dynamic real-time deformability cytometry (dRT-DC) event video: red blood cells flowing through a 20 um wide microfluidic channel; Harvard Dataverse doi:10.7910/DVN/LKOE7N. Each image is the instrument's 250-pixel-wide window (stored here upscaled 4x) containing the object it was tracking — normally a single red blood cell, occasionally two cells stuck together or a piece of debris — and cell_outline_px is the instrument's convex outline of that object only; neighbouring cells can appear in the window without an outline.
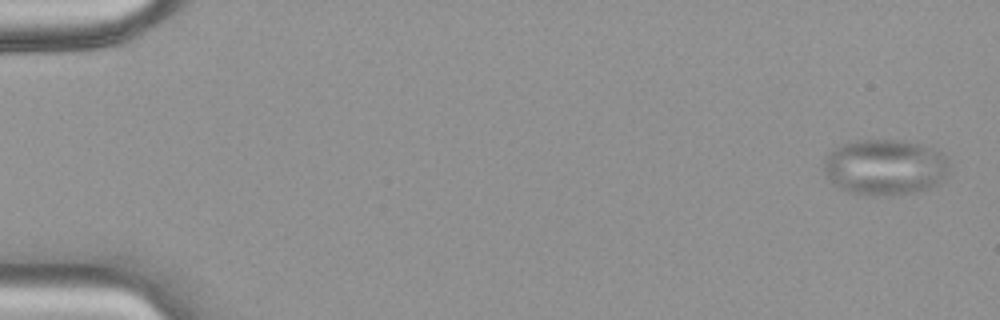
{"species": "common noctule bat (a hibernating species)", "species_latin": "Nyctalus noctula", "temperature_condition": "warm", "stored_images_in_passage": 49, "camera_frame_rate_fps": 3000, "um_per_image_px": 0.085, "animal": {"sex": "female", "body_mass_g": 18.4}, "frame": {"image": 1, "passage_image": 2, "time_ms": 0.333, "image_size_px": [1000, 320], "cell_outline_px": [[948, 160], [944, 180], [940, 184], [920, 192], [852, 192], [840, 188], [832, 184], [824, 172], [824, 160], [828, 152], [848, 140], [904, 140], [920, 144], [944, 152]], "centroid_in_image_um": [75.23, 14.14], "position_along_channel_um": 9.8, "area_um2": 40.34}}
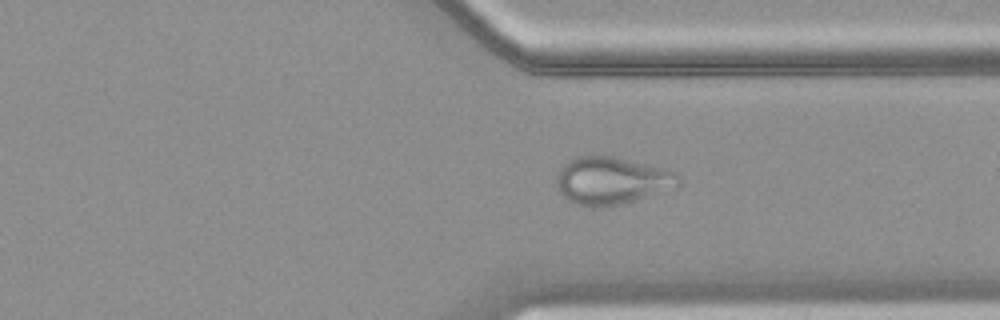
{"frame": {"image": 2, "passage_image": 38, "time_ms": 12.333, "image_size_px": [1000, 320], "cell_outline_px": [[680, 188], [616, 204], [592, 208], [568, 200], [556, 188], [556, 180], [560, 168], [568, 160], [576, 156], [612, 156], [668, 168], [676, 172], [680, 176]], "centroid_in_image_um": [52.05, 15.33], "position_along_channel_um": 359.4, "area_um2": 33.93}}
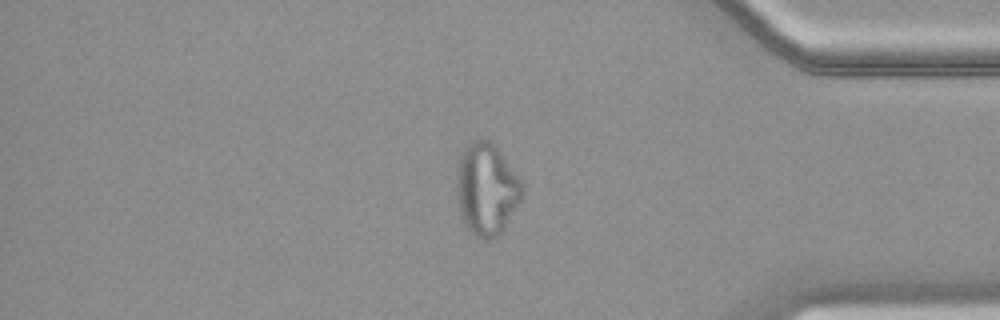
{"frame": {"image": 3, "passage_image": 42, "time_ms": 13.667, "image_size_px": [1000, 320], "cell_outline_px": [[520, 200], [504, 228], [496, 236], [488, 240], [484, 240], [476, 236], [464, 224], [460, 216], [456, 196], [456, 176], [460, 156], [468, 144], [472, 140], [492, 140], [496, 144], [520, 180]], "centroid_in_image_um": [41.31, 16.06], "position_along_channel_um": 393.9, "area_um2": 34.85}}